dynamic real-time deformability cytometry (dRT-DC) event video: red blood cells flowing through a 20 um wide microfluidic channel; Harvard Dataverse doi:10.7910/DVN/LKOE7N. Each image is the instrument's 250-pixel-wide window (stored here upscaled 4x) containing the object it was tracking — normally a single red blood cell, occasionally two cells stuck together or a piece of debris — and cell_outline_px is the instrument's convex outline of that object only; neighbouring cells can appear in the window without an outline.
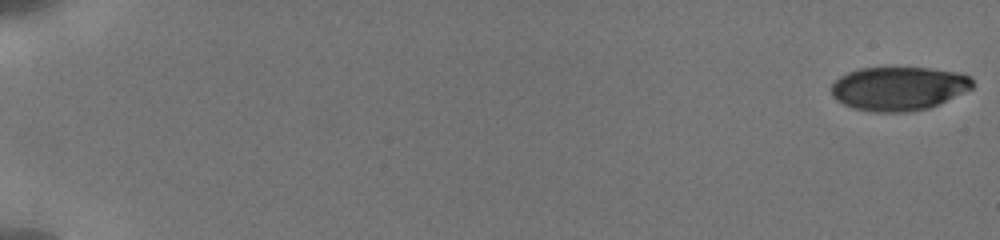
{"species": "human", "species_latin": "Homo sapiens", "temperature_condition": "cold", "stored_images_in_passage": 10, "camera_frame_rate_fps": 3000, "um_per_image_px": 0.085, "donor": {"sex": "male"}, "frame": {"image": 1, "passage_image": 1, "time_ms": 0.0, "image_size_px": [1000, 240], "cell_outline_px": [[976, 84], [972, 88], [928, 108], [912, 112], [872, 112], [852, 108], [836, 100], [832, 96], [832, 84], [840, 76], [848, 72], [860, 68], [928, 68], [960, 72], [968, 76]], "centroid_in_image_um": [76.37, 7.52], "position_along_channel_um": 8.6, "area_um2": 36.01}}